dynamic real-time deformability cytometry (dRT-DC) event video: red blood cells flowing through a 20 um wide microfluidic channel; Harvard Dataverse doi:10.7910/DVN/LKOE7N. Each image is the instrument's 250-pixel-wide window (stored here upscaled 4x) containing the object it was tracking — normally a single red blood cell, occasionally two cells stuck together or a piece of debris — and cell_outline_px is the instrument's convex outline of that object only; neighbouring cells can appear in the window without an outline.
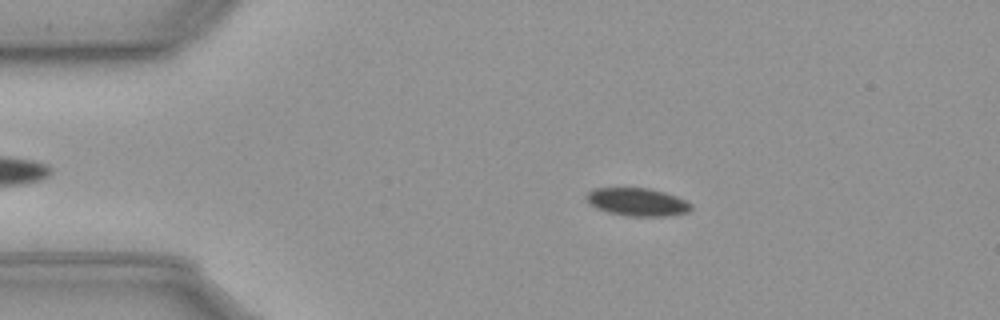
{"species": "common noctule bat (a hibernating species)", "species_latin": "Nyctalus noctula", "temperature_condition": "cold", "stored_images_in_passage": 56, "camera_frame_rate_fps": 3000, "um_per_image_px": 0.085, "animal": {"sex": "male", "body_mass_g": 23.1, "forearm_length_mm": 52.7}, "frame": {"image": 1, "passage_image": 10, "time_ms": 3.0, "image_size_px": [1000, 320], "cell_outline_px": [[692, 208], [688, 212], [664, 216], [628, 216], [608, 212], [596, 208], [588, 204], [584, 196], [588, 192], [596, 188], [648, 188], [664, 192], [676, 196], [692, 204]], "centroid_in_image_um": [54.13, 17.17], "position_along_channel_um": 30.9, "area_um2": 17.05}}
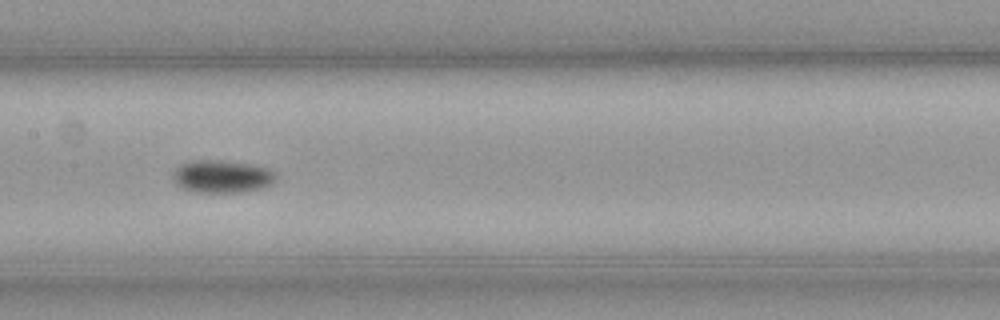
{"frame": {"image": 2, "passage_image": 27, "time_ms": 8.667, "image_size_px": [1000, 320], "cell_outline_px": [[276, 176], [272, 184], [260, 188], [240, 192], [196, 192], [180, 188], [172, 180], [172, 172], [180, 164], [188, 160], [220, 160], [248, 164], [264, 168], [272, 172]], "centroid_in_image_um": [18.76, 15.0], "position_along_channel_um": 188.6, "area_um2": 19.54}}
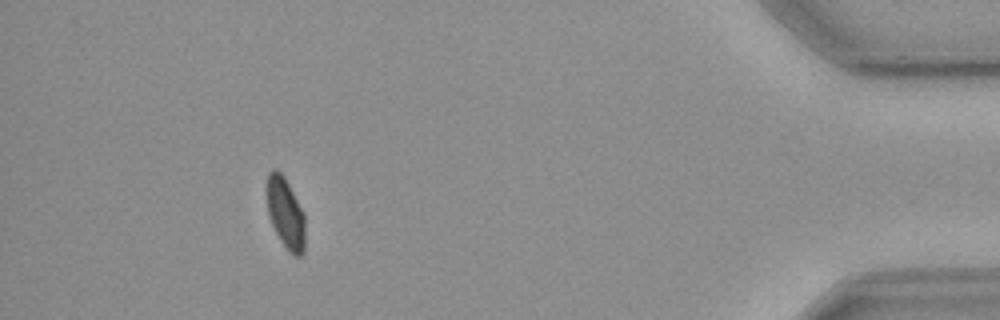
{"frame": {"image": 3, "passage_image": 51, "time_ms": 16.667, "image_size_px": [1000, 320], "cell_outline_px": [[304, 252], [300, 256], [296, 256], [288, 252], [280, 240], [272, 224], [268, 212], [264, 192], [264, 188], [268, 172], [272, 168], [276, 168], [284, 176], [304, 212]], "centroid_in_image_um": [24.22, 18.06], "position_along_channel_um": 411.0, "area_um2": 16.24}, "authors_computed_cell_mechanics": {"area_um2": 17.4845, "velocity_mm_per_s": 3.6007, "shape_relaxation_time_tau1_ms": 3.4287, "shape_relaxation_time_tau2_ms": null, "deformation_change_tau1": 0.0635, "deformation_change_tau2": null}}